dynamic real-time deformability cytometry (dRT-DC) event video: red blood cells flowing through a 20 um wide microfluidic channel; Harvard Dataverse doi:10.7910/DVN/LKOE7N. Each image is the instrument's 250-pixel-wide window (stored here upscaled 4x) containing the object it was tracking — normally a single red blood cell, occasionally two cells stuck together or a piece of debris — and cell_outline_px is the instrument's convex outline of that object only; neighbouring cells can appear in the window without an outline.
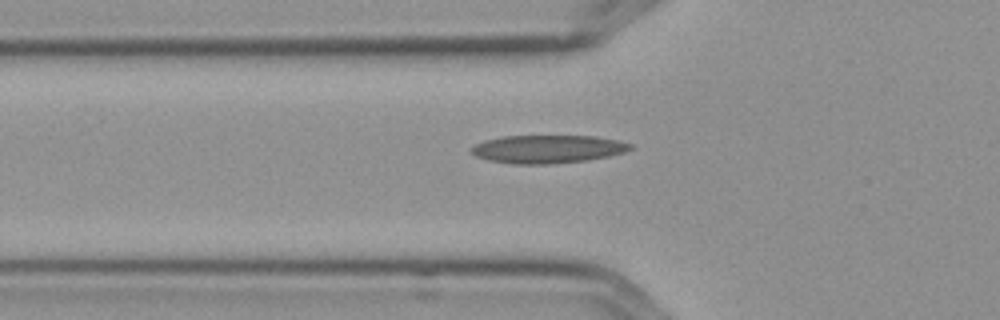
{"species": "Egyptian fruit bat (a non-hibernating species)", "species_latin": "Rousettus aegyptiacus", "temperature_condition": "cold", "stored_images_in_passage": 7, "camera_frame_rate_fps": 3000, "um_per_image_px": 0.085, "frame": {"image": 1, "passage_image": 7, "time_ms": 2.0, "image_size_px": [1000, 320], "cell_outline_px": [[632, 148], [624, 152], [608, 156], [588, 160], [548, 164], [512, 164], [488, 160], [476, 156], [468, 148], [484, 140], [504, 136], [596, 136], [616, 140], [632, 144]], "centroid_in_image_um": [46.52, 12.67], "position_along_channel_um": 79.3, "area_um2": 26.01}}